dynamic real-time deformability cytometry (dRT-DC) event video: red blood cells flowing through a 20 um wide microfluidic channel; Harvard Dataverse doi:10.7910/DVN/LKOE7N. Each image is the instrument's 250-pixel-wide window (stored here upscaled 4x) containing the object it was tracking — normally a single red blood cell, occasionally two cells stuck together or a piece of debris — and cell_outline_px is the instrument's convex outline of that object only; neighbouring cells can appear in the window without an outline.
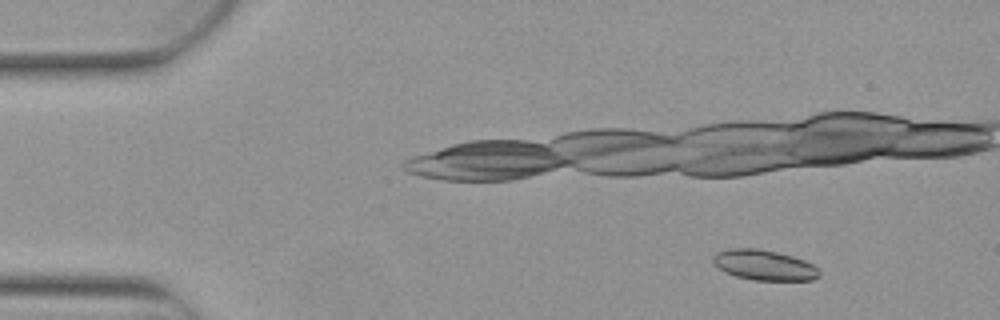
{"species": "Egyptian fruit bat (a non-hibernating species)", "species_latin": "Rousettus aegyptiacus", "temperature_condition": "warm", "stored_images_in_passage": 5, "camera_frame_rate_fps": 3000, "um_per_image_px": 0.085, "animal": {"sex": "female"}, "frame": {"image": 1, "passage_image": 2, "time_ms": 0.333, "image_size_px": [1000, 320], "cell_outline_px": [[820, 276], [812, 280], [752, 280], [736, 276], [724, 272], [712, 260], [712, 256], [716, 252], [728, 248], [756, 248], [776, 252], [792, 256], [804, 260], [820, 268]], "centroid_in_image_um": [64.96, 22.53], "position_along_channel_um": 20.0, "area_um2": 18.84}}